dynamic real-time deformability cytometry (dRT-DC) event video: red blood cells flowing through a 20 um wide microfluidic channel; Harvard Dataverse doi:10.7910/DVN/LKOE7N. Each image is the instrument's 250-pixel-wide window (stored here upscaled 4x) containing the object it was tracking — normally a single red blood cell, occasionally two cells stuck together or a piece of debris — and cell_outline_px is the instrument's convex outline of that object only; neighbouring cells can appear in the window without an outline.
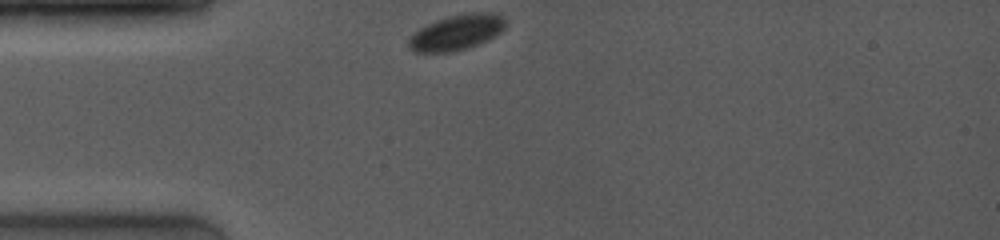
{"species": "common noctule bat (a hibernating species)", "species_latin": "Nyctalus noctula", "temperature_condition": "room temperature", "stored_images_in_passage": 17, "camera_frame_rate_fps": 4000, "um_per_image_px": 0.085, "animal": {"sex": "female", "body_mass_g": 19.0, "forearm_length_mm": 53.3}, "frame": {"image": 1, "passage_image": 1, "time_ms": 0.0, "image_size_px": [1000, 240], "cell_outline_px": [[504, 28], [496, 36], [488, 40], [452, 52], [412, 52], [408, 48], [408, 40], [412, 32], [436, 20], [448, 16], [464, 12], [492, 12], [504, 16]], "centroid_in_image_um": [38.78, 2.74], "position_along_channel_um": 46.2, "area_um2": 20.11}}
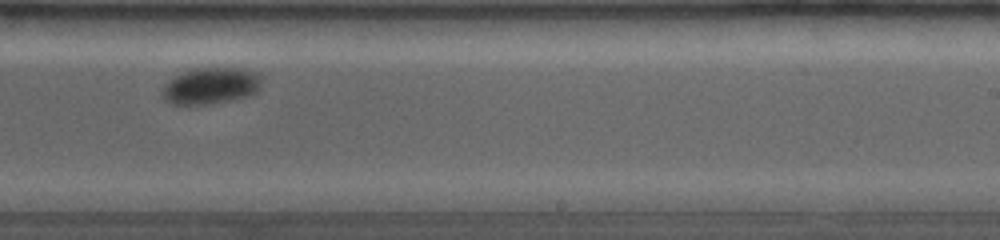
{"frame": {"image": 2, "passage_image": 11, "time_ms": 6.5, "image_size_px": [1000, 240], "cell_outline_px": [[260, 88], [256, 92], [248, 96], [232, 100], [212, 104], [172, 104], [164, 100], [160, 96], [164, 84], [168, 80], [184, 72], [196, 68], [244, 68], [256, 72], [260, 76]], "centroid_in_image_um": [17.9, 7.3], "position_along_channel_um": 271.1, "area_um2": 21.27}}
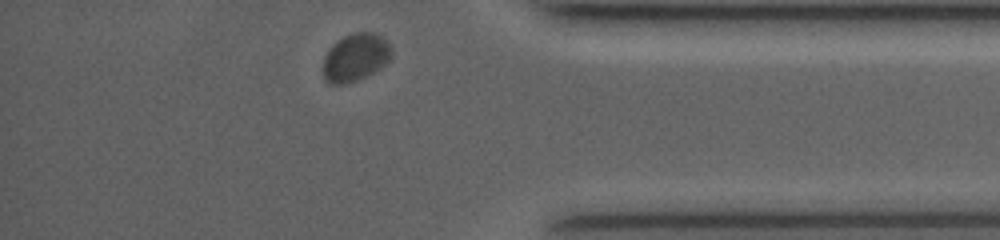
{"frame": {"image": 3, "passage_image": 17, "time_ms": 10.25, "image_size_px": [1000, 240], "cell_outline_px": [[392, 56], [380, 68], [356, 80], [344, 84], [328, 84], [324, 80], [324, 56], [328, 48], [332, 44], [344, 36], [352, 32], [372, 32], [380, 36], [392, 48]], "centroid_in_image_um": [30.18, 4.87], "position_along_channel_um": 405.0, "area_um2": 18.9}, "authors_computed_cell_mechanics": {"area_um2": 21.2704, "velocity_mm_per_s": 3.7264, "shape_relaxation_time_tau1_ms": 1.1398, "shape_relaxation_time_tau2_ms": null, "deformation_change_tau1": 0.038, "deformation_change_tau2": null}}